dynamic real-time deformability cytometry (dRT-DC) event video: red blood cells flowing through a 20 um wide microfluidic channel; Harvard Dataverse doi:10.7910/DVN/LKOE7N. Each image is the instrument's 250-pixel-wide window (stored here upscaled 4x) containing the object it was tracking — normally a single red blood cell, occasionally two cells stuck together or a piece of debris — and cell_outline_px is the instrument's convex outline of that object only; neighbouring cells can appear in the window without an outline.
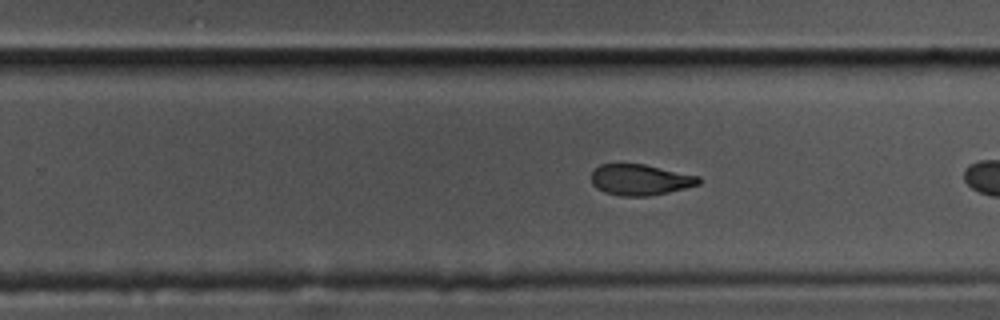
{"species": "common noctule bat (a hibernating species)", "species_latin": "Nyctalus noctula", "temperature_condition": "cold", "stored_images_in_passage": 28, "camera_frame_rate_fps": 3000, "um_per_image_px": 0.085, "animal": {"sex": "male", "body_mass_g": 17.5, "forearm_length_mm": 52.3}, "frame": {"image": 1, "passage_image": 20, "time_ms": 6.333, "image_size_px": [1000, 320], "cell_outline_px": [[700, 184], [668, 192], [648, 196], [620, 196], [604, 192], [596, 188], [592, 184], [592, 172], [600, 164], [644, 164], [700, 176]], "centroid_in_image_um": [54.41, 15.28], "position_along_channel_um": 275.4, "area_um2": 19.31}}
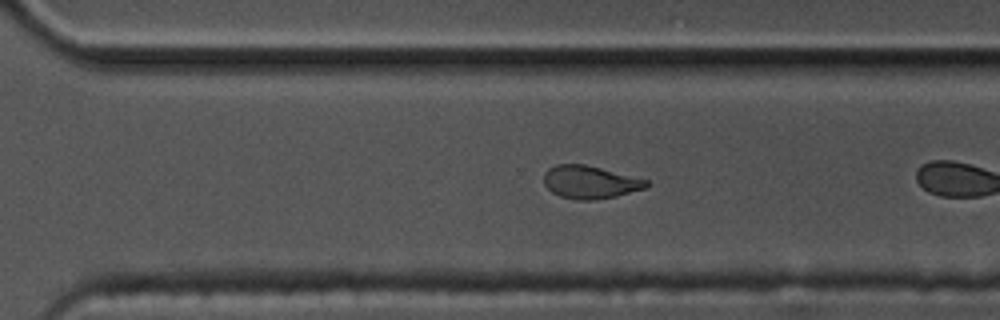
{"frame": {"image": 2, "passage_image": 24, "time_ms": 7.667, "image_size_px": [1000, 320], "cell_outline_px": [[648, 188], [616, 196], [592, 200], [576, 200], [560, 196], [552, 192], [544, 184], [544, 172], [548, 168], [556, 164], [584, 164], [648, 180]], "centroid_in_image_um": [50.14, 15.48], "position_along_channel_um": 320.5, "area_um2": 19.59}}